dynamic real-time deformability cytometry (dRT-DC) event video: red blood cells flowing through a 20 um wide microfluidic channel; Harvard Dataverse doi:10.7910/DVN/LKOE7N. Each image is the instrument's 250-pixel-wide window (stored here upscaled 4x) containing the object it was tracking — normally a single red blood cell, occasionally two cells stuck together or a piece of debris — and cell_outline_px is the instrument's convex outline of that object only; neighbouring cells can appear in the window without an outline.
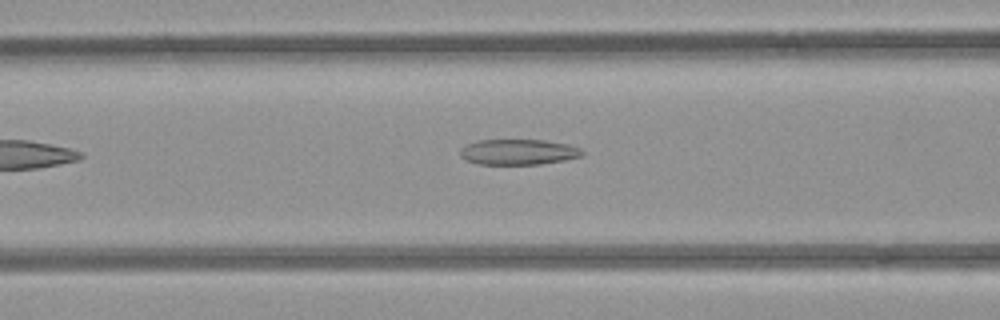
{"species": "common noctule bat (a hibernating species)", "species_latin": "Nyctalus noctula", "temperature_condition": "room temperature", "stored_images_in_passage": 15, "camera_frame_rate_fps": 3000, "um_per_image_px": 0.085, "animal": {"sex": "female", "body_mass_g": 21.9}, "frame": {"image": 1, "passage_image": 5, "time_ms": 1.333, "image_size_px": [1000, 320], "cell_outline_px": [[584, 152], [580, 156], [564, 160], [540, 164], [480, 164], [468, 160], [460, 156], [460, 148], [476, 140], [544, 140], [568, 144], [580, 148]], "centroid_in_image_um": [44.05, 12.91], "position_along_channel_um": 122.5, "area_um2": 18.03}}
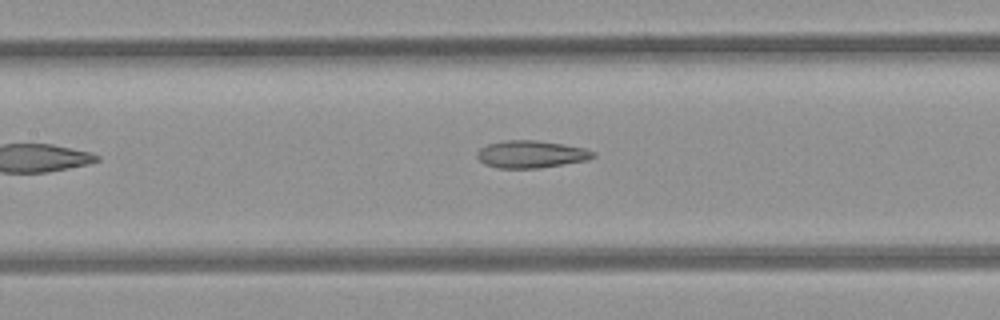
{"frame": {"image": 2, "passage_image": 8, "time_ms": 2.333, "image_size_px": [1000, 320], "cell_outline_px": [[596, 156], [588, 160], [540, 168], [500, 168], [484, 164], [476, 156], [476, 152], [480, 148], [488, 144], [504, 140], [536, 140], [564, 144], [584, 148], [596, 152]], "centroid_in_image_um": [45.15, 13.11], "position_along_channel_um": 162.2, "area_um2": 18.61}}
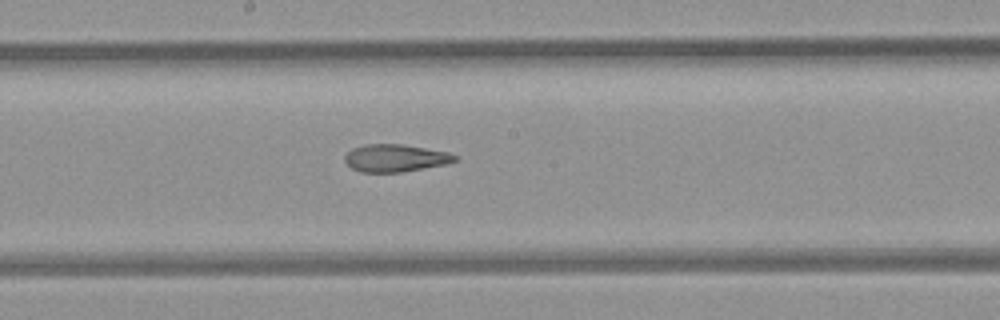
{"frame": {"image": 3, "passage_image": 12, "time_ms": 3.667, "image_size_px": [1000, 320], "cell_outline_px": [[460, 156], [456, 160], [444, 164], [400, 172], [360, 172], [352, 168], [344, 160], [344, 156], [352, 148], [364, 144], [400, 144], [448, 152]], "centroid_in_image_um": [33.57, 13.43], "position_along_channel_um": 214.6, "area_um2": 17.46}}